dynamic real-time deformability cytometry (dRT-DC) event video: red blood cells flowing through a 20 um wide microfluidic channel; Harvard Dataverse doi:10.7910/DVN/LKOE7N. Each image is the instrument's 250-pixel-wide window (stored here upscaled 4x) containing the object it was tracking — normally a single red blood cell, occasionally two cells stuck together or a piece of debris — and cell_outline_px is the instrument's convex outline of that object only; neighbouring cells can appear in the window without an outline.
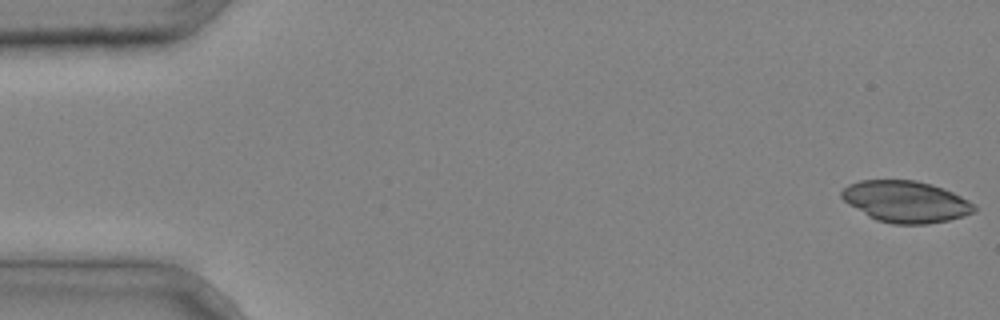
{"species": "common noctule bat (a hibernating species)", "species_latin": "Nyctalus noctula", "temperature_condition": "cold", "stored_images_in_passage": 41, "camera_frame_rate_fps": 3000, "um_per_image_px": 0.085, "animal": {"sex": "male", "body_mass_g": 20.4}, "frame": {"image": 1, "passage_image": 1, "time_ms": 0.0, "image_size_px": [1000, 320], "cell_outline_px": [[976, 212], [964, 216], [948, 220], [928, 224], [892, 224], [876, 220], [868, 216], [848, 204], [840, 196], [840, 192], [848, 184], [860, 180], [916, 180], [932, 184], [944, 188], [976, 204]], "centroid_in_image_um": [77.0, 17.14], "position_along_channel_um": 8.0, "area_um2": 32.31}}